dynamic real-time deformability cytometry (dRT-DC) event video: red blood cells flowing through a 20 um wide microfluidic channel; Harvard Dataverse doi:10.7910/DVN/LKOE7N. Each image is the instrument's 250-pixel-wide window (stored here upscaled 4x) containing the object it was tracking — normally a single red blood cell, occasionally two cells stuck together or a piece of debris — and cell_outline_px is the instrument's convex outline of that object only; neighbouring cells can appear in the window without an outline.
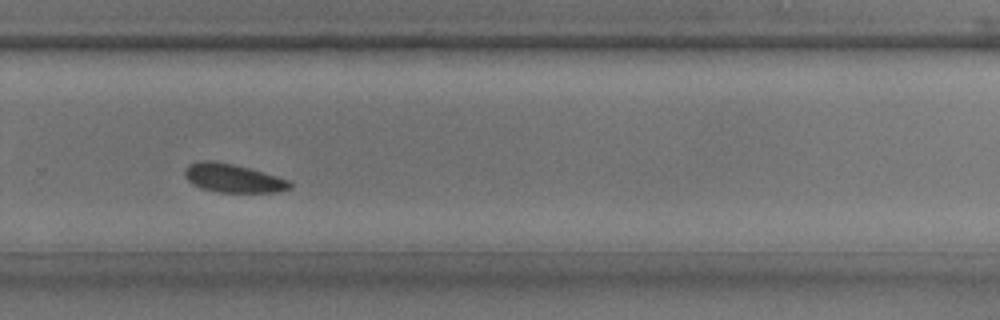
{"species": "common noctule bat (a hibernating species)", "species_latin": "Nyctalus noctula", "temperature_condition": "room temperature", "stored_images_in_passage": 27, "camera_frame_rate_fps": 3000, "um_per_image_px": 0.085, "animal": {"sex": "male", "body_mass_g": 17.9, "forearm_length_mm": 54.2}, "frame": {"image": 1, "passage_image": 20, "time_ms": 6.333, "image_size_px": [1000, 320], "cell_outline_px": [[292, 188], [276, 192], [216, 192], [200, 188], [192, 184], [184, 176], [184, 168], [188, 164], [200, 160], [212, 160], [232, 164], [248, 168], [276, 176], [288, 180], [292, 184]], "centroid_in_image_um": [19.75, 15.14], "position_along_channel_um": 310.1, "area_um2": 17.51}}